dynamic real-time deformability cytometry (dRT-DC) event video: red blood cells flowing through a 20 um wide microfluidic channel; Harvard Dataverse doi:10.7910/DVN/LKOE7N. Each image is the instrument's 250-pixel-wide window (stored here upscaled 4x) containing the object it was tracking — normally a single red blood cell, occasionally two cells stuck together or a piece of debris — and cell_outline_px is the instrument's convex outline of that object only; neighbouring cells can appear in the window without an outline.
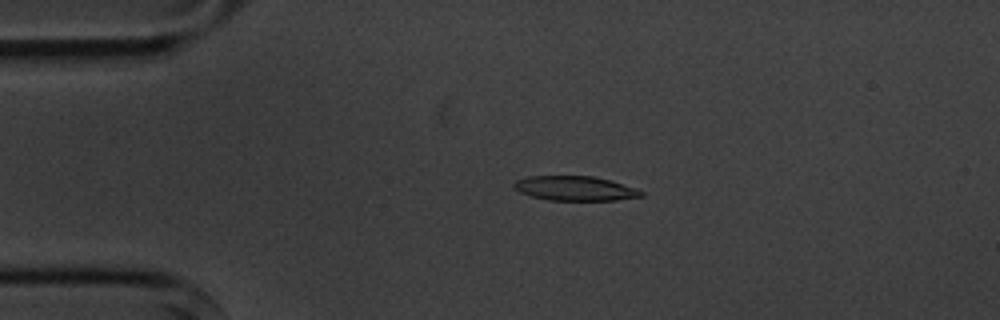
{"species": "common noctule bat (a hibernating species)", "species_latin": "Nyctalus noctula", "temperature_condition": "cold", "stored_images_in_passage": 3, "camera_frame_rate_fps": 3000, "um_per_image_px": 0.085, "animal": {"sex": "male", "body_mass_g": 20.1, "forearm_length_mm": 53.5}, "frame": {"image": 1, "passage_image": 2, "time_ms": 1.0, "image_size_px": [1000, 320], "cell_outline_px": [[644, 196], [616, 200], [548, 200], [532, 196], [520, 192], [512, 188], [512, 184], [516, 180], [528, 176], [592, 176], [608, 180], [636, 188], [644, 192]], "centroid_in_image_um": [48.85, 16.01], "position_along_channel_um": 36.2, "area_um2": 18.15}}